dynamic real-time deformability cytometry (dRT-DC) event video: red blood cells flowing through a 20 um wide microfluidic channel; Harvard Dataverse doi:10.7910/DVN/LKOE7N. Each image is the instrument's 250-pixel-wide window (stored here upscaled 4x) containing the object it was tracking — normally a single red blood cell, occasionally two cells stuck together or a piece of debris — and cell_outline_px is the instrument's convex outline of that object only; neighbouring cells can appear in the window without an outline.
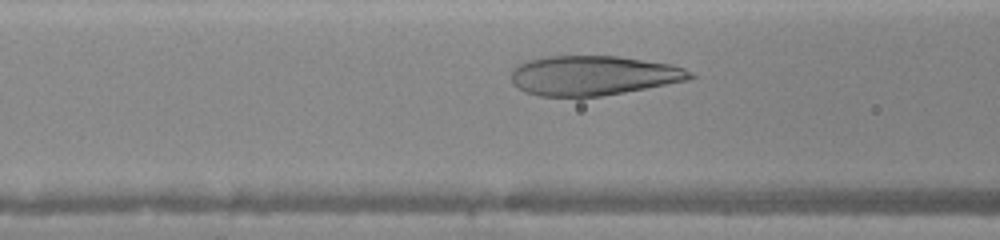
{"species": "human", "species_latin": "Homo sapiens", "temperature_condition": "warm", "stored_images_in_passage": 28, "camera_frame_rate_fps": 3000, "um_per_image_px": 0.085, "donor": {"sex": "female"}, "frame": {"image": 1, "passage_image": 9, "time_ms": 2.667, "image_size_px": [1000, 240], "cell_outline_px": [[696, 76], [688, 80], [624, 92], [600, 96], [540, 96], [524, 92], [516, 88], [512, 84], [512, 68], [516, 64], [528, 60], [548, 56], [616, 56], [672, 64], [684, 68], [692, 72]], "centroid_in_image_um": [50.39, 6.41], "position_along_channel_um": 116.2, "area_um2": 41.38}}
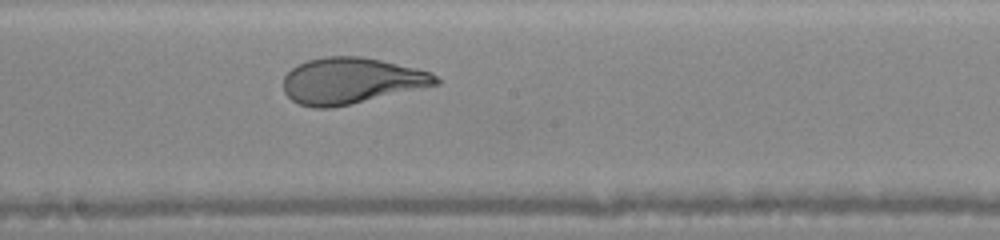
{"frame": {"image": 2, "passage_image": 16, "time_ms": 5.0, "image_size_px": [1000, 240], "cell_outline_px": [[444, 80], [440, 84], [332, 108], [312, 108], [300, 104], [292, 100], [284, 92], [284, 76], [296, 64], [308, 60], [324, 56], [360, 56], [380, 60], [416, 68], [432, 72]], "centroid_in_image_um": [29.87, 6.86], "position_along_channel_um": 218.3, "area_um2": 41.1}}
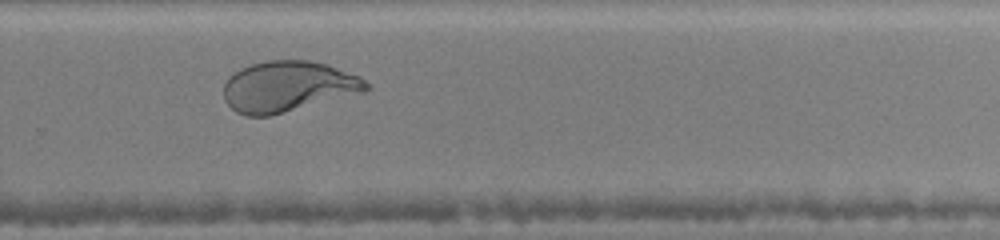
{"frame": {"image": 3, "passage_image": 22, "time_ms": 7.0, "image_size_px": [1000, 240], "cell_outline_px": [[372, 88], [364, 92], [268, 116], [248, 116], [236, 112], [224, 100], [224, 84], [228, 76], [252, 64], [268, 60], [308, 60], [328, 64], [360, 76]], "centroid_in_image_um": [24.49, 7.35], "position_along_channel_um": 305.3, "area_um2": 41.96}}